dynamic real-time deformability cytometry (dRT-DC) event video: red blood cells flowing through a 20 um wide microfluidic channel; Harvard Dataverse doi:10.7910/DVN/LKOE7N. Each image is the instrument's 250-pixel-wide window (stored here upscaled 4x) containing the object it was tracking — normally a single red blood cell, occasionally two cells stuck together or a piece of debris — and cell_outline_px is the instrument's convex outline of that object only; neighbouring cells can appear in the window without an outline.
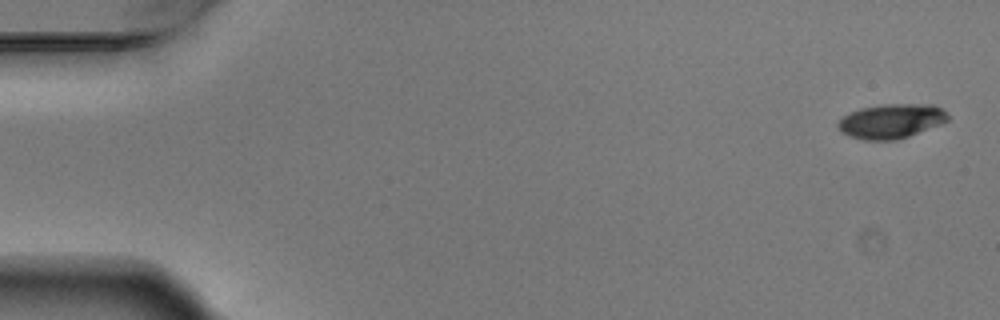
{"species": "Egyptian fruit bat (a non-hibernating species)", "species_latin": "Rousettus aegyptiacus", "temperature_condition": "warm", "stored_images_in_passage": 6, "camera_frame_rate_fps": 3000, "um_per_image_px": 0.085, "animal": {"sex": "male"}, "frame": {"image": 1, "passage_image": 1, "time_ms": 0.0, "image_size_px": [1000, 320], "cell_outline_px": [[948, 120], [940, 124], [908, 136], [896, 140], [864, 140], [852, 136], [844, 132], [836, 124], [848, 112], [860, 108], [880, 104], [932, 104], [940, 108], [948, 116]], "centroid_in_image_um": [75.74, 10.28], "position_along_channel_um": 9.3, "area_um2": 21.79}}
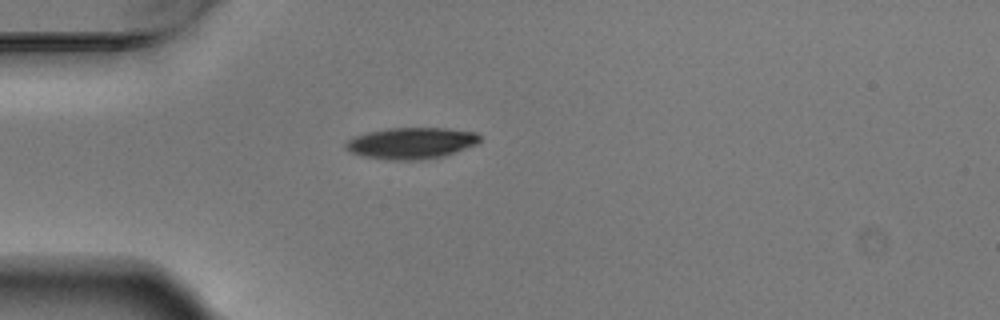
{"frame": {"image": 2, "passage_image": 5, "time_ms": 1.333, "image_size_px": [1000, 320], "cell_outline_px": [[480, 140], [476, 144], [456, 152], [444, 156], [420, 160], [392, 160], [364, 156], [348, 152], [344, 148], [344, 144], [348, 140], [356, 136], [368, 132], [388, 128], [448, 128], [476, 132], [480, 136]], "centroid_in_image_um": [34.95, 12.17], "position_along_channel_um": 50.0, "area_um2": 24.57}}